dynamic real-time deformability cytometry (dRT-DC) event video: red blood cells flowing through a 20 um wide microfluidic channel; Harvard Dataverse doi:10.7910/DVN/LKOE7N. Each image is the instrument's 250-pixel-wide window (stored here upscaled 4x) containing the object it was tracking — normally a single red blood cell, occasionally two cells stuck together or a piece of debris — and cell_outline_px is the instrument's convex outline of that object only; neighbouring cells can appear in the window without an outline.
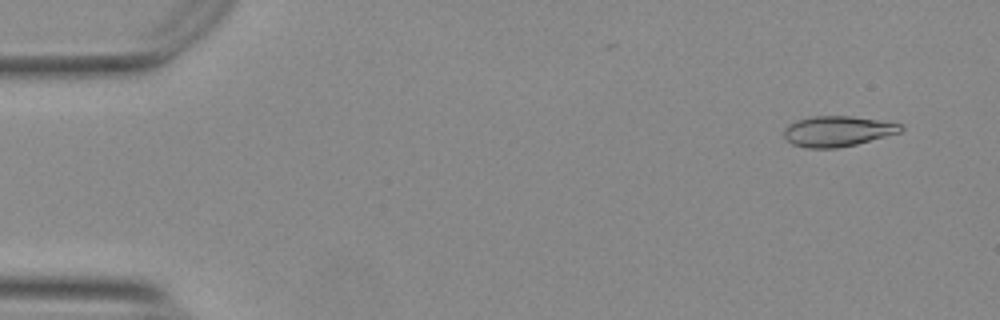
{"species": "Egyptian fruit bat (a non-hibernating species)", "species_latin": "Rousettus aegyptiacus", "temperature_condition": "warm", "stored_images_in_passage": 55, "camera_frame_rate_fps": 3000, "um_per_image_px": 0.085, "animal": {"sex": "female"}, "frame": {"image": 1, "passage_image": 4, "time_ms": 1.0, "image_size_px": [1000, 320], "cell_outline_px": [[904, 128], [900, 132], [856, 144], [836, 148], [808, 148], [792, 144], [784, 136], [784, 128], [788, 124], [812, 116], [852, 116], [900, 124]], "centroid_in_image_um": [71.16, 11.15], "position_along_channel_um": 13.8, "area_um2": 20.4}}
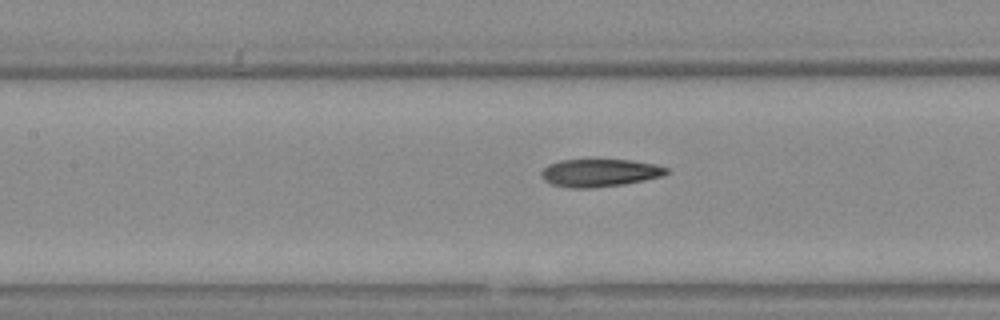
{"frame": {"image": 2, "passage_image": 25, "time_ms": 8.0, "image_size_px": [1000, 320], "cell_outline_px": [[672, 172], [660, 176], [644, 180], [624, 184], [592, 188], [568, 188], [552, 184], [544, 180], [540, 176], [540, 172], [548, 164], [560, 160], [632, 160], [656, 164], [668, 168]], "centroid_in_image_um": [50.97, 14.69], "position_along_channel_um": 156.4, "area_um2": 20.35}}
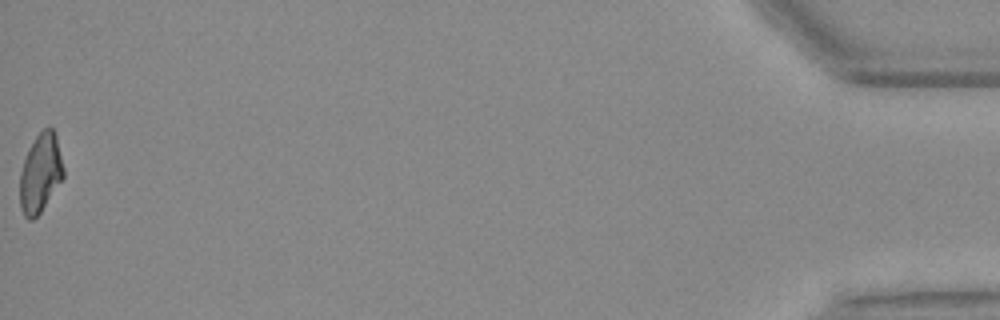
{"frame": {"image": 3, "passage_image": 55, "time_ms": 18.0, "image_size_px": [1000, 320], "cell_outline_px": [[64, 176], [40, 212], [32, 220], [28, 220], [24, 216], [20, 204], [20, 172], [24, 160], [36, 136], [44, 128], [52, 128], [56, 132], [64, 168]], "centroid_in_image_um": [3.45, 14.7], "position_along_channel_um": 431.8, "area_um2": 19.77}, "authors_computed_cell_mechanics": {"area_um2": 20.6924, "velocity_mm_per_s": 3.7544, "shape_relaxation_time_tau1_ms": null, "shape_relaxation_time_tau2_ms": 2.6283, "deformation_change_tau1": null, "deformation_change_tau2": 0.1028}}